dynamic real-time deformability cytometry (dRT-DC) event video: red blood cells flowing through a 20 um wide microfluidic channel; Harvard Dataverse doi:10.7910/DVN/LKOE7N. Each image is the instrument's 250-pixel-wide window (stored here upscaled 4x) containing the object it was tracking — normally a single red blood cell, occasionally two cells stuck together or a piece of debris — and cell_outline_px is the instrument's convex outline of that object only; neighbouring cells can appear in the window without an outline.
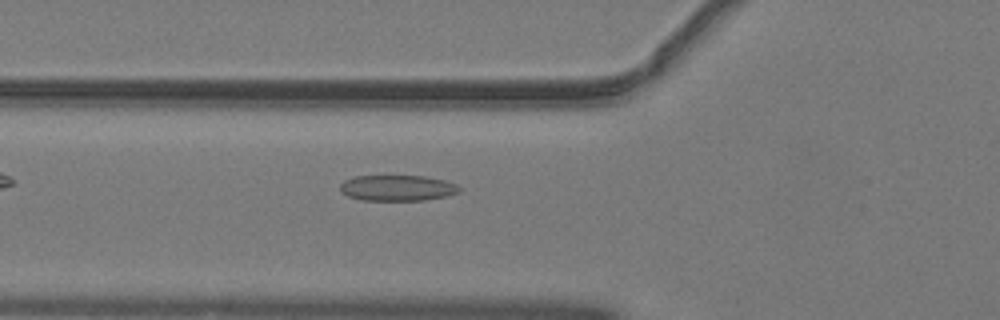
{"species": "common noctule bat (a hibernating species)", "species_latin": "Nyctalus noctula", "temperature_condition": "warm", "stored_images_in_passage": 31, "camera_frame_rate_fps": 3000, "um_per_image_px": 0.085, "animal": {"sex": "male", "body_mass_g": 19.2, "forearm_length_mm": 51.8}, "frame": {"image": 1, "passage_image": 4, "time_ms": 1.0, "image_size_px": [1000, 320], "cell_outline_px": [[460, 192], [448, 196], [424, 200], [360, 200], [348, 196], [340, 192], [340, 184], [344, 180], [356, 176], [424, 176], [444, 180], [456, 184], [460, 188]], "centroid_in_image_um": [33.77, 15.98], "position_along_channel_um": 92.0, "area_um2": 17.98}}
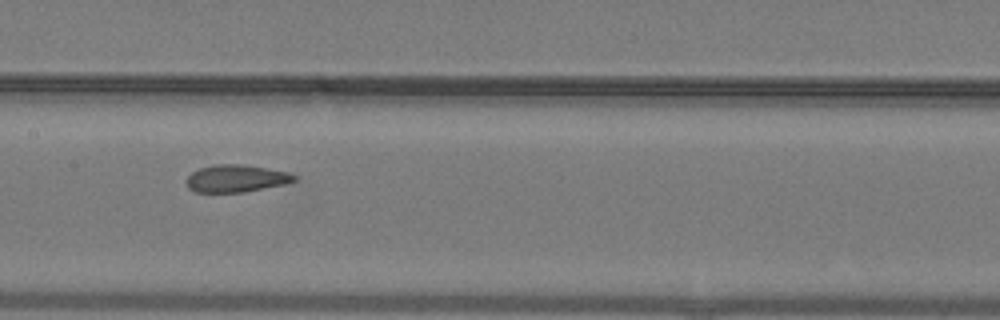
{"frame": {"image": 2, "passage_image": 11, "time_ms": 3.333, "image_size_px": [1000, 320], "cell_outline_px": [[296, 180], [284, 184], [244, 192], [196, 192], [188, 188], [184, 180], [192, 172], [200, 168], [216, 164], [240, 164], [288, 172], [296, 176]], "centroid_in_image_um": [20.02, 15.17], "position_along_channel_um": 187.4, "area_um2": 17.05}}
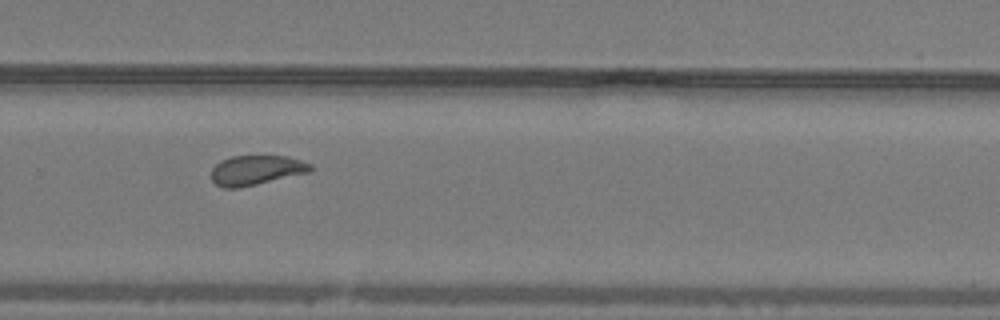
{"frame": {"image": 3, "passage_image": 20, "time_ms": 6.333, "image_size_px": [1000, 320], "cell_outline_px": [[312, 168], [308, 172], [240, 188], [224, 188], [216, 184], [212, 180], [212, 168], [220, 160], [232, 156], [284, 156], [300, 160], [312, 164]], "centroid_in_image_um": [21.74, 14.46], "position_along_channel_um": 308.1, "area_um2": 16.99}, "authors_computed_cell_mechanics": {"area_um2": 17.5712, "velocity_mm_per_s": 4.057, "shape_relaxation_time_tau1_ms": null, "shape_relaxation_time_tau2_ms": 1.4337, "deformation_change_tau1": null, "deformation_change_tau2": 0.0791}}